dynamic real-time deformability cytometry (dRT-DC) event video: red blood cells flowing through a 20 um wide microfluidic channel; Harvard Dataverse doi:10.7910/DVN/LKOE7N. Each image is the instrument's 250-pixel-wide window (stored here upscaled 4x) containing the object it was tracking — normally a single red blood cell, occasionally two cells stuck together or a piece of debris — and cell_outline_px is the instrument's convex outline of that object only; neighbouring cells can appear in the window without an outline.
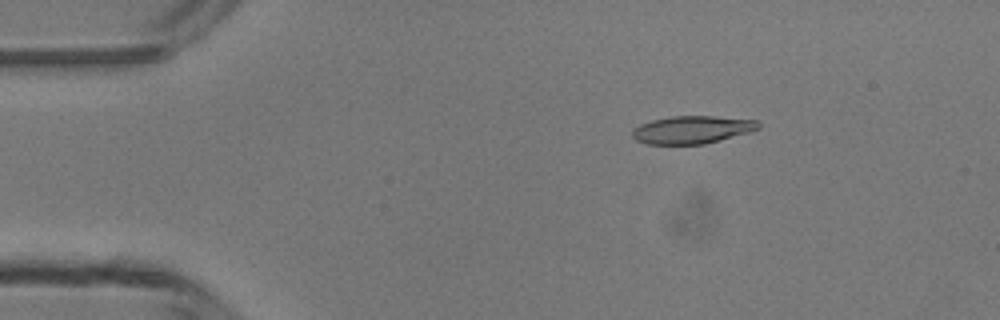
{"species": "common noctule bat (a hibernating species)", "species_latin": "Nyctalus noctula", "temperature_condition": "room temperature", "stored_images_in_passage": 6, "camera_frame_rate_fps": 3000, "um_per_image_px": 0.085, "animal": {"sex": "male", "body_mass_g": 13.3}, "frame": {"image": 1, "passage_image": 3, "time_ms": 2.333, "image_size_px": [1000, 320], "cell_outline_px": [[760, 128], [748, 132], [720, 140], [704, 144], [648, 144], [636, 140], [632, 136], [632, 128], [640, 124], [652, 120], [672, 116], [716, 116], [756, 120], [760, 124]], "centroid_in_image_um": [58.8, 11.02], "position_along_channel_um": 26.2, "area_um2": 20.35}}
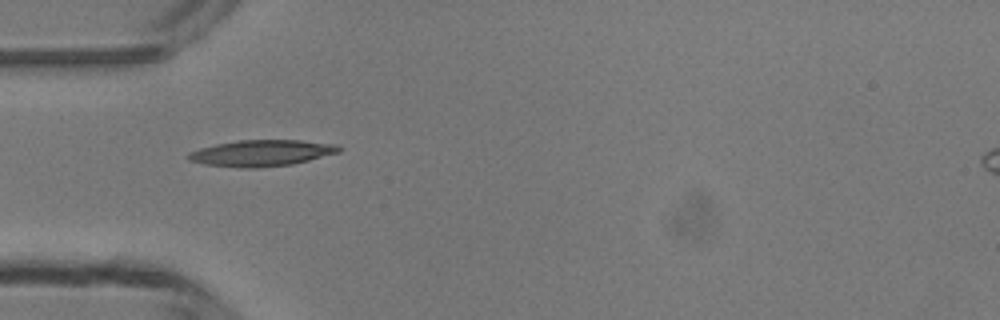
{"frame": {"image": 2, "passage_image": 5, "time_ms": 4.667, "image_size_px": [1000, 320], "cell_outline_px": [[344, 148], [340, 152], [292, 164], [256, 168], [240, 168], [204, 164], [188, 160], [184, 156], [188, 152], [200, 148], [216, 144], [240, 140], [300, 140], [336, 144]], "centroid_in_image_um": [22.21, 13.01], "position_along_channel_um": 62.8, "area_um2": 23.18}}
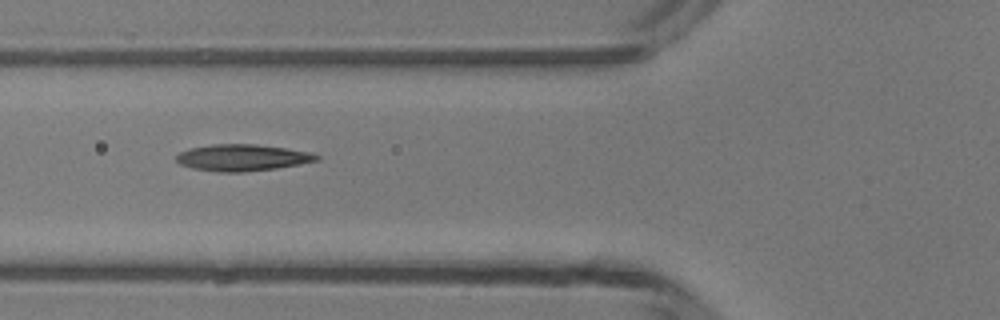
{"frame": {"image": 3, "passage_image": 6, "time_ms": 5.667, "image_size_px": [1000, 320], "cell_outline_px": [[320, 160], [300, 164], [276, 168], [244, 172], [220, 172], [192, 168], [180, 164], [176, 160], [176, 156], [180, 152], [192, 148], [212, 144], [256, 144], [312, 152], [320, 156]], "centroid_in_image_um": [20.63, 13.4], "position_along_channel_um": 105.2, "area_um2": 21.68}}